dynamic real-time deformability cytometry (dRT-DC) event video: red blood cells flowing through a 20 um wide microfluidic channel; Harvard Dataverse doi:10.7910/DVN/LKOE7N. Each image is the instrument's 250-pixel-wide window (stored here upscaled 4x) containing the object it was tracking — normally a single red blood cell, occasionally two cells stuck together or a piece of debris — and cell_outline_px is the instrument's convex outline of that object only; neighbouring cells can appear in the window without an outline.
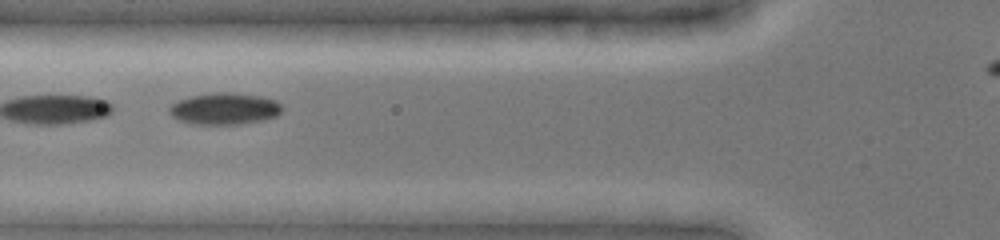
{"species": "common noctule bat (a hibernating species)", "species_latin": "Nyctalus noctula", "temperature_condition": "cold", "stored_images_in_passage": 18, "camera_frame_rate_fps": 3000, "um_per_image_px": 0.085, "animal": {"sex": "female", "body_mass_g": 19.0, "forearm_length_mm": 51.5}, "frame": {"image": 1, "passage_image": 3, "time_ms": 1.667, "image_size_px": [1000, 240], "cell_outline_px": [[284, 108], [276, 116], [264, 120], [240, 124], [188, 124], [176, 120], [168, 112], [168, 108], [176, 100], [192, 96], [212, 92], [232, 92], [260, 96], [276, 100]], "centroid_in_image_um": [19.05, 9.24], "position_along_channel_um": 106.8, "area_um2": 21.15}}
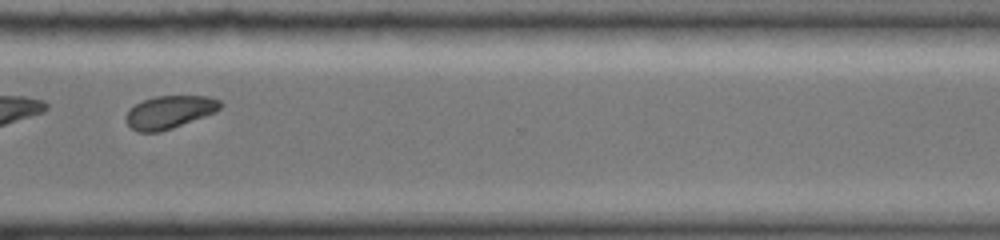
{"frame": {"image": 2, "passage_image": 11, "time_ms": 8.0, "image_size_px": [1000, 240], "cell_outline_px": [[224, 104], [216, 112], [172, 128], [160, 132], [136, 132], [124, 120], [124, 116], [136, 104], [144, 100], [156, 96], [208, 96], [220, 100]], "centroid_in_image_um": [14.42, 9.53], "position_along_channel_um": 356.2, "area_um2": 18.03}}